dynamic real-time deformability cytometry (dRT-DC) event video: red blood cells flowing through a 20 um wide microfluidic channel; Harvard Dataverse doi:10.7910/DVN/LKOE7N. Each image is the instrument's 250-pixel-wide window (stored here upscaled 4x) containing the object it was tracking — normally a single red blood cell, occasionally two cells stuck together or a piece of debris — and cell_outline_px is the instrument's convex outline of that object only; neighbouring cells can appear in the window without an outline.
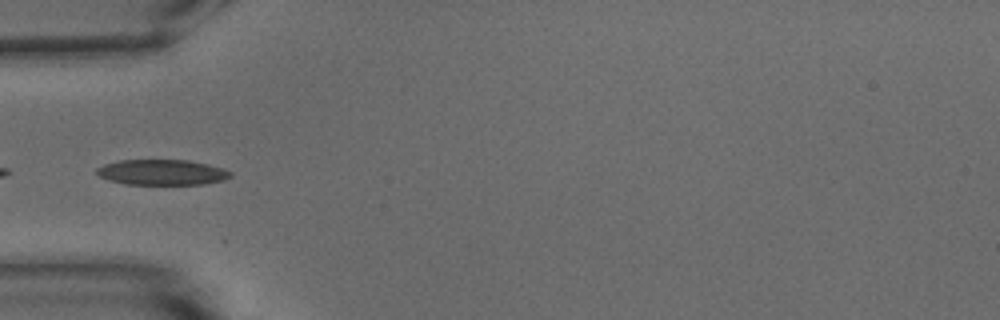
{"species": "common noctule bat (a hibernating species)", "species_latin": "Nyctalus noctula", "temperature_condition": "warm", "stored_images_in_passage": 37, "camera_frame_rate_fps": 3000, "um_per_image_px": 0.085, "animal": {"sex": "male", "body_mass_g": 15.6}, "frame": {"image": 1, "passage_image": 1, "time_ms": 0.0, "image_size_px": [1000, 320], "cell_outline_px": [[232, 176], [224, 180], [200, 184], [128, 184], [108, 180], [100, 176], [96, 172], [96, 168], [104, 164], [120, 160], [188, 160], [208, 164], [224, 168], [232, 172]], "centroid_in_image_um": [13.79, 14.64], "position_along_channel_um": 71.2, "area_um2": 19.83}}
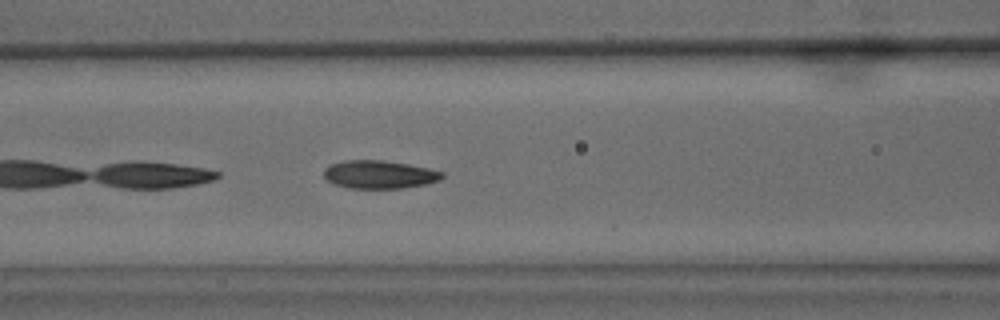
{"frame": {"image": 2, "passage_image": 6, "time_ms": 1.667, "image_size_px": [1000, 320], "cell_outline_px": [[444, 176], [440, 180], [424, 184], [404, 188], [348, 188], [332, 184], [324, 176], [324, 168], [328, 164], [344, 160], [384, 160], [408, 164], [428, 168], [444, 172]], "centroid_in_image_um": [32.21, 14.82], "position_along_channel_um": 134.4, "area_um2": 19.54}}
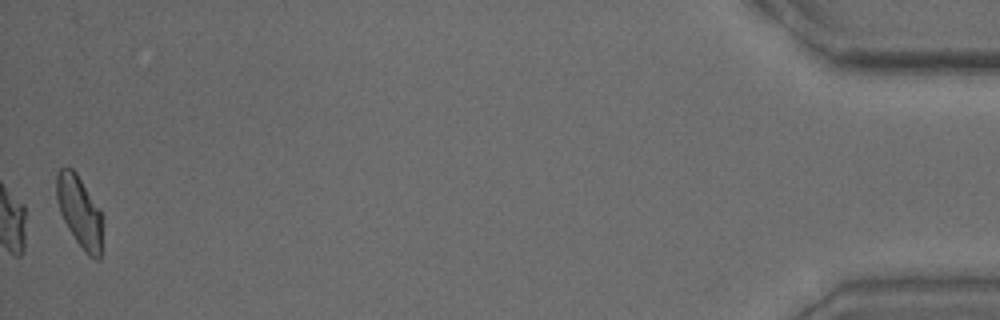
{"frame": {"image": 3, "passage_image": 37, "time_ms": 12.0, "image_size_px": [1000, 320], "cell_outline_px": [[104, 216], [100, 260], [96, 260], [88, 256], [84, 252], [68, 228], [60, 212], [56, 200], [56, 176], [60, 168], [72, 168], [76, 172], [100, 208]], "centroid_in_image_um": [6.8, 18.02], "position_along_channel_um": 428.4, "area_um2": 19.54}, "authors_computed_cell_mechanics": {"area_um2": 19.363, "velocity_mm_per_s": 3.734, "shape_relaxation_time_tau1_ms": 2.4951, "shape_relaxation_time_tau2_ms": 1.2942, "deformation_change_tau1": 0.1321, "deformation_change_tau2": 0.074}}